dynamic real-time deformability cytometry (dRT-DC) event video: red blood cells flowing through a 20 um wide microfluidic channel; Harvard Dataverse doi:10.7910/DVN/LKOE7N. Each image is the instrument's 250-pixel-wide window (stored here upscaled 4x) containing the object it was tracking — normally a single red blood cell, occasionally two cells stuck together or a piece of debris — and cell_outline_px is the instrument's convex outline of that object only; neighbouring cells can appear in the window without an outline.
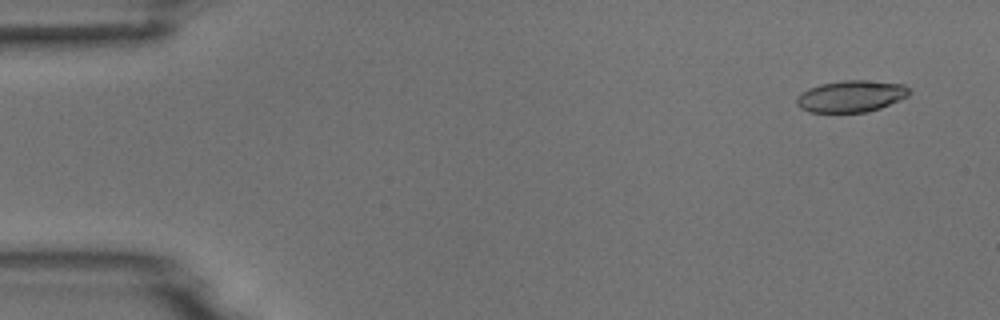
{"species": "common noctule bat (a hibernating species)", "species_latin": "Nyctalus noctula", "temperature_condition": "room temperature", "stored_images_in_passage": 4, "camera_frame_rate_fps": 3000, "um_per_image_px": 0.085, "animal": {"sex": "male", "body_mass_g": 18.8}, "frame": {"image": 1, "passage_image": 1, "time_ms": 0.0, "image_size_px": [1000, 320], "cell_outline_px": [[912, 92], [908, 96], [900, 100], [880, 108], [868, 112], [808, 112], [800, 108], [796, 104], [796, 100], [800, 92], [808, 88], [820, 84], [840, 80], [864, 80], [904, 84]], "centroid_in_image_um": [72.33, 8.18], "position_along_channel_um": 12.7, "area_um2": 20.98}}
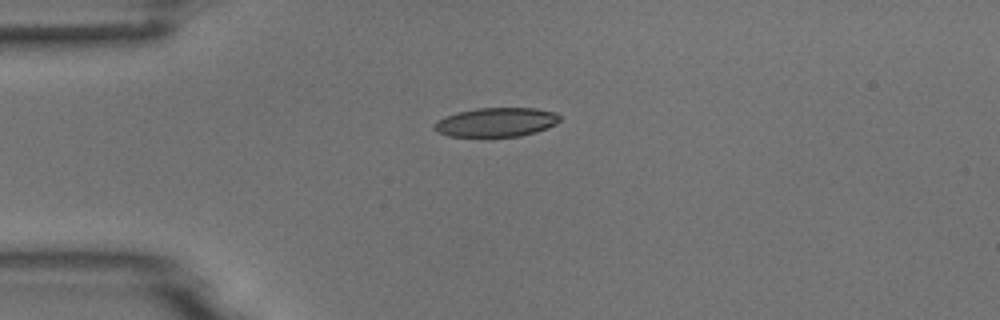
{"frame": {"image": 2, "passage_image": 4, "time_ms": 3.333, "image_size_px": [1000, 320], "cell_outline_px": [[560, 120], [556, 124], [548, 128], [536, 132], [520, 136], [448, 136], [436, 132], [432, 128], [432, 124], [436, 120], [444, 116], [476, 108], [536, 108], [556, 112], [560, 116]], "centroid_in_image_um": [42.16, 10.38], "position_along_channel_um": 42.8, "area_um2": 21.44}}